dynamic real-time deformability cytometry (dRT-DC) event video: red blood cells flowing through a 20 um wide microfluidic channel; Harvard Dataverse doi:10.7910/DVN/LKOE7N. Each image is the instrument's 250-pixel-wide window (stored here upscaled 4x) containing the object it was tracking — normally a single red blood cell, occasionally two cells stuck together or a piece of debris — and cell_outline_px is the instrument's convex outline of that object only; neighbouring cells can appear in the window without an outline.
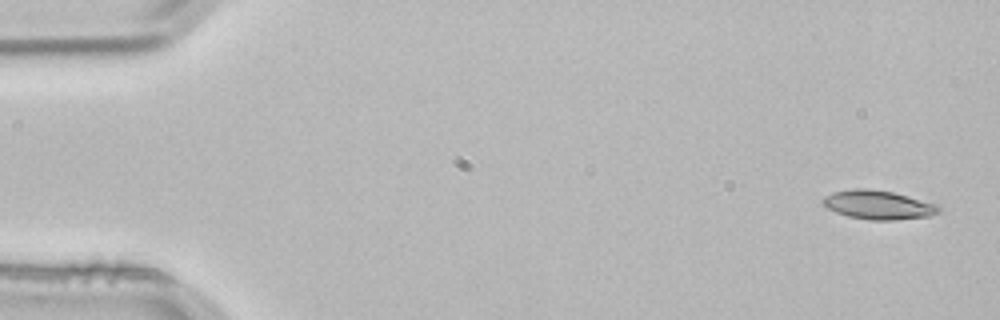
{"species": "common noctule bat (a hibernating species)", "species_latin": "Nyctalus noctula", "temperature_condition": "room temperature", "stored_images_in_passage": 3, "camera_frame_rate_fps": 3000, "um_per_image_px": 0.085, "animal": {"sex": "male", "body_mass_g": 21.5, "forearm_length_mm": 52.0}, "frame": {"image": 1, "passage_image": 1, "time_ms": 0.0, "image_size_px": [1000, 320], "cell_outline_px": [[940, 212], [928, 216], [892, 220], [868, 220], [848, 216], [836, 212], [828, 208], [820, 200], [824, 196], [832, 192], [856, 188], [868, 188], [892, 192], [940, 204]], "centroid_in_image_um": [74.65, 17.41], "position_along_channel_um": 10.3, "area_um2": 19.59}}
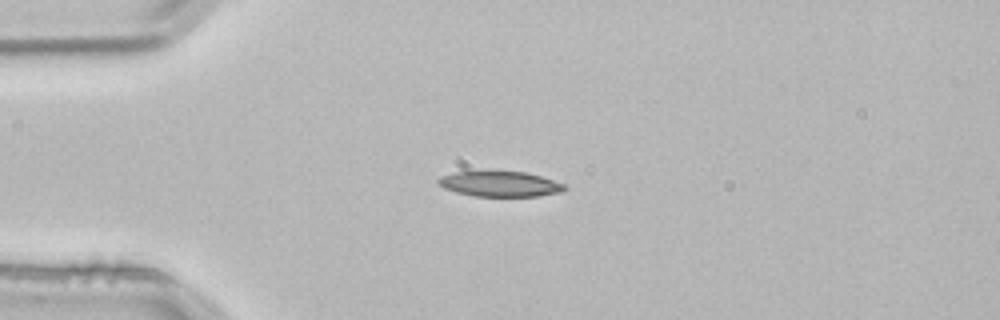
{"frame": {"image": 2, "passage_image": 3, "time_ms": 0.667, "image_size_px": [1000, 320], "cell_outline_px": [[568, 188], [560, 192], [536, 196], [472, 196], [456, 192], [444, 188], [436, 184], [436, 180], [440, 176], [456, 172], [524, 172], [540, 176], [564, 184]], "centroid_in_image_um": [42.45, 15.65], "position_along_channel_um": 42.5, "area_um2": 18.44}}